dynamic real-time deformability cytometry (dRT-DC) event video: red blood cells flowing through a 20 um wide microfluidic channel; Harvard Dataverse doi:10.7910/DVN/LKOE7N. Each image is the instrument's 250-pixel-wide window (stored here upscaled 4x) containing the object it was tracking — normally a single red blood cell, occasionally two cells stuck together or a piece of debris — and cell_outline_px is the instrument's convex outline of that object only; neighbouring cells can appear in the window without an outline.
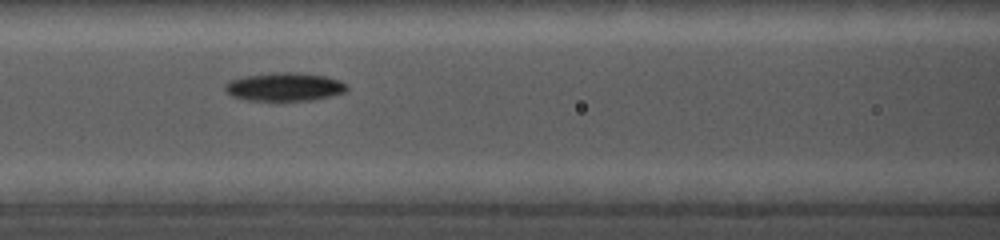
{"species": "common noctule bat (a hibernating species)", "species_latin": "Nyctalus noctula", "temperature_condition": "cold", "stored_images_in_passage": 11, "camera_frame_rate_fps": 5000, "um_per_image_px": 0.085, "animal": {"sex": "female", "body_mass_g": 19.0, "forearm_length_mm": 56.7}, "frame": {"image": 1, "passage_image": 4, "time_ms": 3.6, "image_size_px": [1000, 240], "cell_outline_px": [[348, 88], [344, 92], [332, 96], [308, 100], [276, 104], [248, 100], [232, 96], [224, 88], [224, 84], [232, 80], [244, 76], [272, 72], [300, 72], [324, 76], [348, 84]], "centroid_in_image_um": [24.16, 7.42], "position_along_channel_um": 142.4, "area_um2": 20.87}}
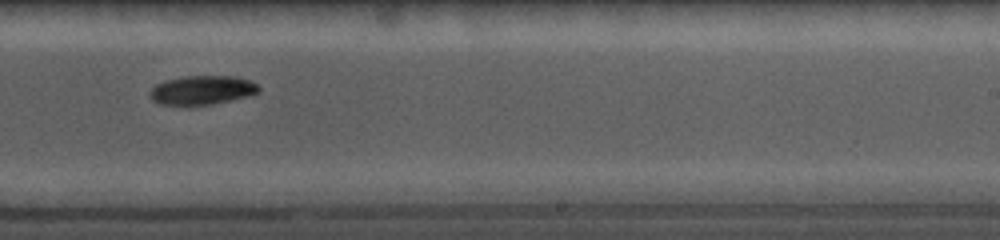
{"frame": {"image": 2, "passage_image": 7, "time_ms": 7.0, "image_size_px": [1000, 240], "cell_outline_px": [[260, 92], [252, 96], [212, 104], [184, 108], [160, 104], [152, 100], [152, 88], [156, 84], [164, 80], [184, 76], [232, 76], [248, 80], [256, 84], [260, 88]], "centroid_in_image_um": [17.18, 7.7], "position_along_channel_um": 271.8, "area_um2": 18.96}}
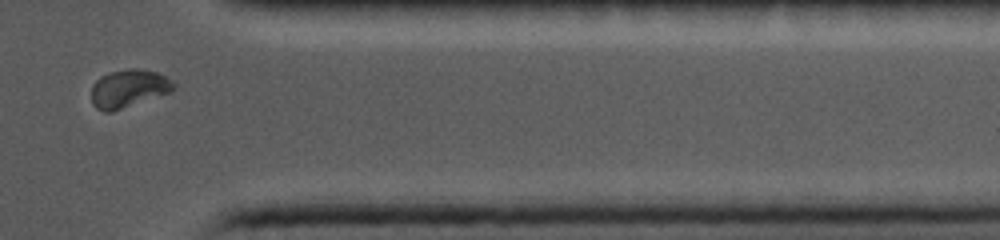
{"frame": {"image": 3, "passage_image": 10, "time_ms": 10.4, "image_size_px": [1000, 240], "cell_outline_px": [[176, 88], [172, 92], [112, 112], [104, 112], [96, 108], [92, 104], [92, 84], [100, 76], [112, 72], [128, 68], [140, 68], [156, 72], [164, 76], [176, 84]], "centroid_in_image_um": [10.94, 7.53], "position_along_channel_um": 400.5, "area_um2": 18.38}}